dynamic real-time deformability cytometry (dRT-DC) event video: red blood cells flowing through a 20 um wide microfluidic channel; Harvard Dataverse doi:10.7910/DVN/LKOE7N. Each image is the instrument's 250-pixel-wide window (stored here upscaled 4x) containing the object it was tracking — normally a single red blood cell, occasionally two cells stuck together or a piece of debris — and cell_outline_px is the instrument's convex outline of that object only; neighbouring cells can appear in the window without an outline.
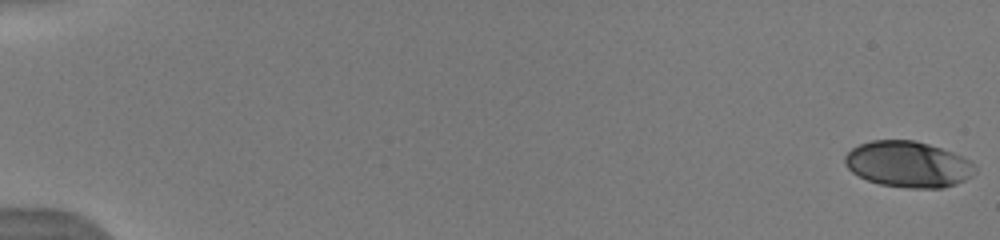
{"species": "human", "species_latin": "Homo sapiens", "temperature_condition": "warm", "stored_images_in_passage": 11, "camera_frame_rate_fps": 3000, "um_per_image_px": 0.085, "donor": {"sex": "male"}, "frame": {"image": 1, "passage_image": 1, "time_ms": 0.0, "image_size_px": [1000, 240], "cell_outline_px": [[976, 172], [972, 176], [956, 184], [944, 188], [908, 188], [880, 184], [868, 180], [852, 172], [844, 164], [844, 156], [852, 148], [860, 144], [872, 140], [916, 140], [952, 152], [972, 160], [976, 168]], "centroid_in_image_um": [77.21, 13.96], "position_along_channel_um": 7.8, "area_um2": 35.03}}
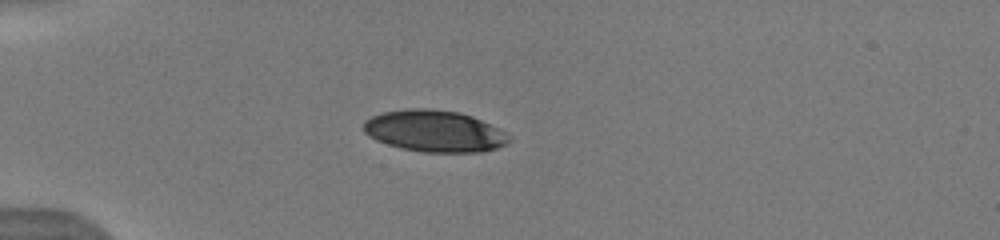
{"frame": {"image": 2, "passage_image": 7, "time_ms": 5.0, "image_size_px": [1000, 240], "cell_outline_px": [[512, 140], [496, 148], [480, 152], [424, 152], [400, 148], [376, 140], [368, 136], [364, 132], [364, 120], [372, 116], [384, 112], [412, 108], [424, 108], [460, 112], [472, 116], [512, 136]], "centroid_in_image_um": [36.91, 11.15], "position_along_channel_um": 48.1, "area_um2": 35.08}}